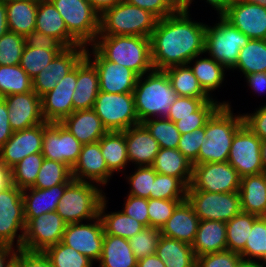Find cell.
Instances as JSON below:
<instances>
[{
	"label": "cell",
	"instance_id": "e0dca14e",
	"mask_svg": "<svg viewBox=\"0 0 266 267\" xmlns=\"http://www.w3.org/2000/svg\"><path fill=\"white\" fill-rule=\"evenodd\" d=\"M83 45L66 47L32 79V89L41 98L53 90L57 83L72 71L85 56Z\"/></svg>",
	"mask_w": 266,
	"mask_h": 267
},
{
	"label": "cell",
	"instance_id": "b9f144b4",
	"mask_svg": "<svg viewBox=\"0 0 266 267\" xmlns=\"http://www.w3.org/2000/svg\"><path fill=\"white\" fill-rule=\"evenodd\" d=\"M259 217L241 212L226 222L227 250L240 253L247 242L253 223Z\"/></svg>",
	"mask_w": 266,
	"mask_h": 267
},
{
	"label": "cell",
	"instance_id": "4dcf8cb0",
	"mask_svg": "<svg viewBox=\"0 0 266 267\" xmlns=\"http://www.w3.org/2000/svg\"><path fill=\"white\" fill-rule=\"evenodd\" d=\"M239 193L242 212L266 217L265 172L241 177Z\"/></svg>",
	"mask_w": 266,
	"mask_h": 267
},
{
	"label": "cell",
	"instance_id": "60d3db41",
	"mask_svg": "<svg viewBox=\"0 0 266 267\" xmlns=\"http://www.w3.org/2000/svg\"><path fill=\"white\" fill-rule=\"evenodd\" d=\"M239 254L244 263L266 267V217H259L253 223L246 245ZM255 258L261 262H256Z\"/></svg>",
	"mask_w": 266,
	"mask_h": 267
},
{
	"label": "cell",
	"instance_id": "7a4b0ae2",
	"mask_svg": "<svg viewBox=\"0 0 266 267\" xmlns=\"http://www.w3.org/2000/svg\"><path fill=\"white\" fill-rule=\"evenodd\" d=\"M231 108V105H221L207 120L205 137L193 165L228 160L234 135L244 124L243 115L236 116Z\"/></svg>",
	"mask_w": 266,
	"mask_h": 267
},
{
	"label": "cell",
	"instance_id": "6da1fadb",
	"mask_svg": "<svg viewBox=\"0 0 266 267\" xmlns=\"http://www.w3.org/2000/svg\"><path fill=\"white\" fill-rule=\"evenodd\" d=\"M206 25L192 21L187 10L159 19L150 37L154 69L191 65L195 56L205 53Z\"/></svg>",
	"mask_w": 266,
	"mask_h": 267
},
{
	"label": "cell",
	"instance_id": "cb8c5ba5",
	"mask_svg": "<svg viewBox=\"0 0 266 267\" xmlns=\"http://www.w3.org/2000/svg\"><path fill=\"white\" fill-rule=\"evenodd\" d=\"M125 141L129 162L152 166L160 147L142 123L125 130Z\"/></svg>",
	"mask_w": 266,
	"mask_h": 267
},
{
	"label": "cell",
	"instance_id": "816d5d0a",
	"mask_svg": "<svg viewBox=\"0 0 266 267\" xmlns=\"http://www.w3.org/2000/svg\"><path fill=\"white\" fill-rule=\"evenodd\" d=\"M136 168L133 174L126 176L131 186L128 193L132 196L150 199L157 172L152 166H136Z\"/></svg>",
	"mask_w": 266,
	"mask_h": 267
},
{
	"label": "cell",
	"instance_id": "ffe728a7",
	"mask_svg": "<svg viewBox=\"0 0 266 267\" xmlns=\"http://www.w3.org/2000/svg\"><path fill=\"white\" fill-rule=\"evenodd\" d=\"M250 39L266 40V8L244 0H233L222 15Z\"/></svg>",
	"mask_w": 266,
	"mask_h": 267
},
{
	"label": "cell",
	"instance_id": "11a10c76",
	"mask_svg": "<svg viewBox=\"0 0 266 267\" xmlns=\"http://www.w3.org/2000/svg\"><path fill=\"white\" fill-rule=\"evenodd\" d=\"M184 200L148 199L149 227L161 229Z\"/></svg>",
	"mask_w": 266,
	"mask_h": 267
},
{
	"label": "cell",
	"instance_id": "6125c7cd",
	"mask_svg": "<svg viewBox=\"0 0 266 267\" xmlns=\"http://www.w3.org/2000/svg\"><path fill=\"white\" fill-rule=\"evenodd\" d=\"M127 3L140 7L158 19L165 18L173 15L177 9L172 5L169 0H125Z\"/></svg>",
	"mask_w": 266,
	"mask_h": 267
},
{
	"label": "cell",
	"instance_id": "4fadbf2b",
	"mask_svg": "<svg viewBox=\"0 0 266 267\" xmlns=\"http://www.w3.org/2000/svg\"><path fill=\"white\" fill-rule=\"evenodd\" d=\"M227 162L240 177L265 172L261 159V140L245 124L234 135Z\"/></svg>",
	"mask_w": 266,
	"mask_h": 267
},
{
	"label": "cell",
	"instance_id": "f907efd6",
	"mask_svg": "<svg viewBox=\"0 0 266 267\" xmlns=\"http://www.w3.org/2000/svg\"><path fill=\"white\" fill-rule=\"evenodd\" d=\"M221 105H230V103H228V101L218 102L212 97L210 101L205 102L194 112V116L182 117L175 122V125L181 134L190 133L203 128L207 120Z\"/></svg>",
	"mask_w": 266,
	"mask_h": 267
},
{
	"label": "cell",
	"instance_id": "b9fcfbb0",
	"mask_svg": "<svg viewBox=\"0 0 266 267\" xmlns=\"http://www.w3.org/2000/svg\"><path fill=\"white\" fill-rule=\"evenodd\" d=\"M244 1H247V2L253 3V4H258V5L266 8V0H244Z\"/></svg>",
	"mask_w": 266,
	"mask_h": 267
},
{
	"label": "cell",
	"instance_id": "d4e9b609",
	"mask_svg": "<svg viewBox=\"0 0 266 267\" xmlns=\"http://www.w3.org/2000/svg\"><path fill=\"white\" fill-rule=\"evenodd\" d=\"M199 223L200 219L195 214L192 206L187 200H184L176 207L173 215L162 226L160 233L164 237L192 244Z\"/></svg>",
	"mask_w": 266,
	"mask_h": 267
},
{
	"label": "cell",
	"instance_id": "003e7915",
	"mask_svg": "<svg viewBox=\"0 0 266 267\" xmlns=\"http://www.w3.org/2000/svg\"><path fill=\"white\" fill-rule=\"evenodd\" d=\"M248 86L255 92L266 91V72H257L245 75Z\"/></svg>",
	"mask_w": 266,
	"mask_h": 267
},
{
	"label": "cell",
	"instance_id": "be15d7a7",
	"mask_svg": "<svg viewBox=\"0 0 266 267\" xmlns=\"http://www.w3.org/2000/svg\"><path fill=\"white\" fill-rule=\"evenodd\" d=\"M25 45L45 50H64L66 47L55 37L43 34L37 30L32 31L24 37Z\"/></svg>",
	"mask_w": 266,
	"mask_h": 267
},
{
	"label": "cell",
	"instance_id": "ab89813d",
	"mask_svg": "<svg viewBox=\"0 0 266 267\" xmlns=\"http://www.w3.org/2000/svg\"><path fill=\"white\" fill-rule=\"evenodd\" d=\"M238 69L243 75L266 72V40L250 39L241 48L236 65L232 70Z\"/></svg>",
	"mask_w": 266,
	"mask_h": 267
},
{
	"label": "cell",
	"instance_id": "979ff035",
	"mask_svg": "<svg viewBox=\"0 0 266 267\" xmlns=\"http://www.w3.org/2000/svg\"><path fill=\"white\" fill-rule=\"evenodd\" d=\"M12 1H20V0H0V2H2L4 4L12 2Z\"/></svg>",
	"mask_w": 266,
	"mask_h": 267
},
{
	"label": "cell",
	"instance_id": "2a66077c",
	"mask_svg": "<svg viewBox=\"0 0 266 267\" xmlns=\"http://www.w3.org/2000/svg\"><path fill=\"white\" fill-rule=\"evenodd\" d=\"M261 159L266 171V140H261Z\"/></svg>",
	"mask_w": 266,
	"mask_h": 267
},
{
	"label": "cell",
	"instance_id": "89a4df30",
	"mask_svg": "<svg viewBox=\"0 0 266 267\" xmlns=\"http://www.w3.org/2000/svg\"><path fill=\"white\" fill-rule=\"evenodd\" d=\"M92 8L101 16L105 11L118 5L124 0H88Z\"/></svg>",
	"mask_w": 266,
	"mask_h": 267
},
{
	"label": "cell",
	"instance_id": "44dd1931",
	"mask_svg": "<svg viewBox=\"0 0 266 267\" xmlns=\"http://www.w3.org/2000/svg\"><path fill=\"white\" fill-rule=\"evenodd\" d=\"M77 82V66L63 77L52 91L41 97L42 115L46 122H61L73 112V94Z\"/></svg>",
	"mask_w": 266,
	"mask_h": 267
},
{
	"label": "cell",
	"instance_id": "6f0895ef",
	"mask_svg": "<svg viewBox=\"0 0 266 267\" xmlns=\"http://www.w3.org/2000/svg\"><path fill=\"white\" fill-rule=\"evenodd\" d=\"M212 98H192L185 96H178L175 102L171 105V109L166 118L174 123L182 117L194 116L197 111L205 102L210 101Z\"/></svg>",
	"mask_w": 266,
	"mask_h": 267
},
{
	"label": "cell",
	"instance_id": "f6af8a7d",
	"mask_svg": "<svg viewBox=\"0 0 266 267\" xmlns=\"http://www.w3.org/2000/svg\"><path fill=\"white\" fill-rule=\"evenodd\" d=\"M44 156L42 153L30 154L11 168L12 184L24 190L34 186Z\"/></svg>",
	"mask_w": 266,
	"mask_h": 267
},
{
	"label": "cell",
	"instance_id": "5b68a950",
	"mask_svg": "<svg viewBox=\"0 0 266 267\" xmlns=\"http://www.w3.org/2000/svg\"><path fill=\"white\" fill-rule=\"evenodd\" d=\"M158 18L152 13L125 0L100 16L98 35L151 37Z\"/></svg>",
	"mask_w": 266,
	"mask_h": 267
},
{
	"label": "cell",
	"instance_id": "f35d334b",
	"mask_svg": "<svg viewBox=\"0 0 266 267\" xmlns=\"http://www.w3.org/2000/svg\"><path fill=\"white\" fill-rule=\"evenodd\" d=\"M199 56H195L196 60L193 62V66H189L197 78L200 86L204 90V92L211 98V92L218 89L224 79H225V70L223 65L216 62L211 57L207 58H197Z\"/></svg>",
	"mask_w": 266,
	"mask_h": 267
},
{
	"label": "cell",
	"instance_id": "277c9868",
	"mask_svg": "<svg viewBox=\"0 0 266 267\" xmlns=\"http://www.w3.org/2000/svg\"><path fill=\"white\" fill-rule=\"evenodd\" d=\"M146 74L138 77L133 91L140 123L156 116L166 117L178 97L164 70L153 69Z\"/></svg>",
	"mask_w": 266,
	"mask_h": 267
},
{
	"label": "cell",
	"instance_id": "52a82bcc",
	"mask_svg": "<svg viewBox=\"0 0 266 267\" xmlns=\"http://www.w3.org/2000/svg\"><path fill=\"white\" fill-rule=\"evenodd\" d=\"M250 38L240 32L223 16L213 27L206 25L205 54L231 70L237 63L239 52Z\"/></svg>",
	"mask_w": 266,
	"mask_h": 267
},
{
	"label": "cell",
	"instance_id": "7dc6e473",
	"mask_svg": "<svg viewBox=\"0 0 266 267\" xmlns=\"http://www.w3.org/2000/svg\"><path fill=\"white\" fill-rule=\"evenodd\" d=\"M53 267H92L93 262L85 255L65 245L62 241L44 250Z\"/></svg>",
	"mask_w": 266,
	"mask_h": 267
},
{
	"label": "cell",
	"instance_id": "d6a6232c",
	"mask_svg": "<svg viewBox=\"0 0 266 267\" xmlns=\"http://www.w3.org/2000/svg\"><path fill=\"white\" fill-rule=\"evenodd\" d=\"M99 267H134L138 264L128 239L104 234Z\"/></svg>",
	"mask_w": 266,
	"mask_h": 267
},
{
	"label": "cell",
	"instance_id": "c3c4849f",
	"mask_svg": "<svg viewBox=\"0 0 266 267\" xmlns=\"http://www.w3.org/2000/svg\"><path fill=\"white\" fill-rule=\"evenodd\" d=\"M62 50H45L25 46L19 65L33 79L44 69Z\"/></svg>",
	"mask_w": 266,
	"mask_h": 267
},
{
	"label": "cell",
	"instance_id": "e7e4bbea",
	"mask_svg": "<svg viewBox=\"0 0 266 267\" xmlns=\"http://www.w3.org/2000/svg\"><path fill=\"white\" fill-rule=\"evenodd\" d=\"M243 121L260 140H266V104L252 114L243 113Z\"/></svg>",
	"mask_w": 266,
	"mask_h": 267
},
{
	"label": "cell",
	"instance_id": "9f6ffc18",
	"mask_svg": "<svg viewBox=\"0 0 266 267\" xmlns=\"http://www.w3.org/2000/svg\"><path fill=\"white\" fill-rule=\"evenodd\" d=\"M244 264L241 255L230 250L197 257L198 267H242Z\"/></svg>",
	"mask_w": 266,
	"mask_h": 267
},
{
	"label": "cell",
	"instance_id": "34e18365",
	"mask_svg": "<svg viewBox=\"0 0 266 267\" xmlns=\"http://www.w3.org/2000/svg\"><path fill=\"white\" fill-rule=\"evenodd\" d=\"M8 31L6 4L0 2V37Z\"/></svg>",
	"mask_w": 266,
	"mask_h": 267
},
{
	"label": "cell",
	"instance_id": "91938a15",
	"mask_svg": "<svg viewBox=\"0 0 266 267\" xmlns=\"http://www.w3.org/2000/svg\"><path fill=\"white\" fill-rule=\"evenodd\" d=\"M12 267H53L44 251L16 250Z\"/></svg>",
	"mask_w": 266,
	"mask_h": 267
},
{
	"label": "cell",
	"instance_id": "30bf717a",
	"mask_svg": "<svg viewBox=\"0 0 266 267\" xmlns=\"http://www.w3.org/2000/svg\"><path fill=\"white\" fill-rule=\"evenodd\" d=\"M186 200L200 220L227 222L242 212L239 192L216 193L187 190Z\"/></svg>",
	"mask_w": 266,
	"mask_h": 267
},
{
	"label": "cell",
	"instance_id": "603a6c76",
	"mask_svg": "<svg viewBox=\"0 0 266 267\" xmlns=\"http://www.w3.org/2000/svg\"><path fill=\"white\" fill-rule=\"evenodd\" d=\"M74 180L106 185L113 176L101 153L99 141L83 144L77 162L71 168Z\"/></svg>",
	"mask_w": 266,
	"mask_h": 267
},
{
	"label": "cell",
	"instance_id": "753ad0ef",
	"mask_svg": "<svg viewBox=\"0 0 266 267\" xmlns=\"http://www.w3.org/2000/svg\"><path fill=\"white\" fill-rule=\"evenodd\" d=\"M206 2L217 10L219 16H222L228 10L232 0H206Z\"/></svg>",
	"mask_w": 266,
	"mask_h": 267
},
{
	"label": "cell",
	"instance_id": "db71d44e",
	"mask_svg": "<svg viewBox=\"0 0 266 267\" xmlns=\"http://www.w3.org/2000/svg\"><path fill=\"white\" fill-rule=\"evenodd\" d=\"M161 236L160 229L145 227L129 239L131 249L137 260L156 254L157 243Z\"/></svg>",
	"mask_w": 266,
	"mask_h": 267
},
{
	"label": "cell",
	"instance_id": "09005b40",
	"mask_svg": "<svg viewBox=\"0 0 266 267\" xmlns=\"http://www.w3.org/2000/svg\"><path fill=\"white\" fill-rule=\"evenodd\" d=\"M242 267H262V266L257 265V264H247V263H245Z\"/></svg>",
	"mask_w": 266,
	"mask_h": 267
},
{
	"label": "cell",
	"instance_id": "8992f818",
	"mask_svg": "<svg viewBox=\"0 0 266 267\" xmlns=\"http://www.w3.org/2000/svg\"><path fill=\"white\" fill-rule=\"evenodd\" d=\"M94 183L73 180L64 191L56 212L67 223L93 220L99 216V207L106 196Z\"/></svg>",
	"mask_w": 266,
	"mask_h": 267
},
{
	"label": "cell",
	"instance_id": "e575fe53",
	"mask_svg": "<svg viewBox=\"0 0 266 267\" xmlns=\"http://www.w3.org/2000/svg\"><path fill=\"white\" fill-rule=\"evenodd\" d=\"M39 0H20L6 3L8 30L25 37L35 30Z\"/></svg>",
	"mask_w": 266,
	"mask_h": 267
},
{
	"label": "cell",
	"instance_id": "8fae6325",
	"mask_svg": "<svg viewBox=\"0 0 266 267\" xmlns=\"http://www.w3.org/2000/svg\"><path fill=\"white\" fill-rule=\"evenodd\" d=\"M25 228L22 190L12 184L0 191V244L21 248ZM19 230L21 234H17ZM15 238L17 239L16 246H14Z\"/></svg>",
	"mask_w": 266,
	"mask_h": 267
},
{
	"label": "cell",
	"instance_id": "11e5206c",
	"mask_svg": "<svg viewBox=\"0 0 266 267\" xmlns=\"http://www.w3.org/2000/svg\"><path fill=\"white\" fill-rule=\"evenodd\" d=\"M177 10L189 11V6L193 0H169Z\"/></svg>",
	"mask_w": 266,
	"mask_h": 267
},
{
	"label": "cell",
	"instance_id": "a7ac6f4b",
	"mask_svg": "<svg viewBox=\"0 0 266 267\" xmlns=\"http://www.w3.org/2000/svg\"><path fill=\"white\" fill-rule=\"evenodd\" d=\"M16 250L11 245L0 244V267H12Z\"/></svg>",
	"mask_w": 266,
	"mask_h": 267
},
{
	"label": "cell",
	"instance_id": "d590c367",
	"mask_svg": "<svg viewBox=\"0 0 266 267\" xmlns=\"http://www.w3.org/2000/svg\"><path fill=\"white\" fill-rule=\"evenodd\" d=\"M106 196L99 207V217L103 224L104 234L130 239L145 228V226L136 219L129 217L121 210L117 212L105 213Z\"/></svg>",
	"mask_w": 266,
	"mask_h": 267
},
{
	"label": "cell",
	"instance_id": "bcb514c9",
	"mask_svg": "<svg viewBox=\"0 0 266 267\" xmlns=\"http://www.w3.org/2000/svg\"><path fill=\"white\" fill-rule=\"evenodd\" d=\"M142 124L149 133L156 139L160 148L175 149L178 147L181 133L175 123L166 117L148 119Z\"/></svg>",
	"mask_w": 266,
	"mask_h": 267
},
{
	"label": "cell",
	"instance_id": "f546056e",
	"mask_svg": "<svg viewBox=\"0 0 266 267\" xmlns=\"http://www.w3.org/2000/svg\"><path fill=\"white\" fill-rule=\"evenodd\" d=\"M191 247L197 257L227 250L226 223L216 220H200Z\"/></svg>",
	"mask_w": 266,
	"mask_h": 267
},
{
	"label": "cell",
	"instance_id": "03108f58",
	"mask_svg": "<svg viewBox=\"0 0 266 267\" xmlns=\"http://www.w3.org/2000/svg\"><path fill=\"white\" fill-rule=\"evenodd\" d=\"M8 113L5 100L0 98V148L14 132L9 124Z\"/></svg>",
	"mask_w": 266,
	"mask_h": 267
},
{
	"label": "cell",
	"instance_id": "1f68e13d",
	"mask_svg": "<svg viewBox=\"0 0 266 267\" xmlns=\"http://www.w3.org/2000/svg\"><path fill=\"white\" fill-rule=\"evenodd\" d=\"M152 168L159 174L178 178L187 188L190 185L193 164L177 148H160Z\"/></svg>",
	"mask_w": 266,
	"mask_h": 267
},
{
	"label": "cell",
	"instance_id": "d6986e66",
	"mask_svg": "<svg viewBox=\"0 0 266 267\" xmlns=\"http://www.w3.org/2000/svg\"><path fill=\"white\" fill-rule=\"evenodd\" d=\"M49 122L28 129L14 131L12 136L0 148V161L12 168L23 158L34 153L42 152L43 130Z\"/></svg>",
	"mask_w": 266,
	"mask_h": 267
},
{
	"label": "cell",
	"instance_id": "484cf974",
	"mask_svg": "<svg viewBox=\"0 0 266 267\" xmlns=\"http://www.w3.org/2000/svg\"><path fill=\"white\" fill-rule=\"evenodd\" d=\"M60 123L81 144L97 142L108 132L92 108L74 111Z\"/></svg>",
	"mask_w": 266,
	"mask_h": 267
},
{
	"label": "cell",
	"instance_id": "681fc988",
	"mask_svg": "<svg viewBox=\"0 0 266 267\" xmlns=\"http://www.w3.org/2000/svg\"><path fill=\"white\" fill-rule=\"evenodd\" d=\"M187 187L173 176L157 173L151 199L186 200Z\"/></svg>",
	"mask_w": 266,
	"mask_h": 267
},
{
	"label": "cell",
	"instance_id": "8c879c8a",
	"mask_svg": "<svg viewBox=\"0 0 266 267\" xmlns=\"http://www.w3.org/2000/svg\"><path fill=\"white\" fill-rule=\"evenodd\" d=\"M139 267H165L164 262L156 254L138 260Z\"/></svg>",
	"mask_w": 266,
	"mask_h": 267
},
{
	"label": "cell",
	"instance_id": "83f0119b",
	"mask_svg": "<svg viewBox=\"0 0 266 267\" xmlns=\"http://www.w3.org/2000/svg\"><path fill=\"white\" fill-rule=\"evenodd\" d=\"M69 184H59L48 189L26 188L22 190L26 224L43 213L56 211L60 198ZM28 191V192H27Z\"/></svg>",
	"mask_w": 266,
	"mask_h": 267
},
{
	"label": "cell",
	"instance_id": "f5cc1de1",
	"mask_svg": "<svg viewBox=\"0 0 266 267\" xmlns=\"http://www.w3.org/2000/svg\"><path fill=\"white\" fill-rule=\"evenodd\" d=\"M22 35L8 31L0 37V65H18L25 48Z\"/></svg>",
	"mask_w": 266,
	"mask_h": 267
},
{
	"label": "cell",
	"instance_id": "836d02e7",
	"mask_svg": "<svg viewBox=\"0 0 266 267\" xmlns=\"http://www.w3.org/2000/svg\"><path fill=\"white\" fill-rule=\"evenodd\" d=\"M156 255L164 262L165 267H195L197 256L191 244L160 236Z\"/></svg>",
	"mask_w": 266,
	"mask_h": 267
},
{
	"label": "cell",
	"instance_id": "3957f363",
	"mask_svg": "<svg viewBox=\"0 0 266 267\" xmlns=\"http://www.w3.org/2000/svg\"><path fill=\"white\" fill-rule=\"evenodd\" d=\"M90 46L106 60L125 66L138 76L154 69L149 37L98 35Z\"/></svg>",
	"mask_w": 266,
	"mask_h": 267
},
{
	"label": "cell",
	"instance_id": "ba28073f",
	"mask_svg": "<svg viewBox=\"0 0 266 267\" xmlns=\"http://www.w3.org/2000/svg\"><path fill=\"white\" fill-rule=\"evenodd\" d=\"M61 14L68 33L85 47L92 45L99 34L100 15L88 0H50Z\"/></svg>",
	"mask_w": 266,
	"mask_h": 267
},
{
	"label": "cell",
	"instance_id": "5bb4252c",
	"mask_svg": "<svg viewBox=\"0 0 266 267\" xmlns=\"http://www.w3.org/2000/svg\"><path fill=\"white\" fill-rule=\"evenodd\" d=\"M67 223L56 212H48L32 218L25 228L23 249L44 251L49 246L62 241Z\"/></svg>",
	"mask_w": 266,
	"mask_h": 267
},
{
	"label": "cell",
	"instance_id": "2644e50d",
	"mask_svg": "<svg viewBox=\"0 0 266 267\" xmlns=\"http://www.w3.org/2000/svg\"><path fill=\"white\" fill-rule=\"evenodd\" d=\"M12 185L11 168L6 167L0 161V191L10 187Z\"/></svg>",
	"mask_w": 266,
	"mask_h": 267
},
{
	"label": "cell",
	"instance_id": "8d00e7d4",
	"mask_svg": "<svg viewBox=\"0 0 266 267\" xmlns=\"http://www.w3.org/2000/svg\"><path fill=\"white\" fill-rule=\"evenodd\" d=\"M100 148L108 169L114 172L125 169L129 163L125 131H108L100 140Z\"/></svg>",
	"mask_w": 266,
	"mask_h": 267
},
{
	"label": "cell",
	"instance_id": "74e56055",
	"mask_svg": "<svg viewBox=\"0 0 266 267\" xmlns=\"http://www.w3.org/2000/svg\"><path fill=\"white\" fill-rule=\"evenodd\" d=\"M164 71L178 96L210 98L200 86L188 64L171 66Z\"/></svg>",
	"mask_w": 266,
	"mask_h": 267
},
{
	"label": "cell",
	"instance_id": "680465c9",
	"mask_svg": "<svg viewBox=\"0 0 266 267\" xmlns=\"http://www.w3.org/2000/svg\"><path fill=\"white\" fill-rule=\"evenodd\" d=\"M204 137L205 127L190 133L181 134L177 149L193 163L198 158Z\"/></svg>",
	"mask_w": 266,
	"mask_h": 267
},
{
	"label": "cell",
	"instance_id": "9c48e42d",
	"mask_svg": "<svg viewBox=\"0 0 266 267\" xmlns=\"http://www.w3.org/2000/svg\"><path fill=\"white\" fill-rule=\"evenodd\" d=\"M107 131H125L140 124L133 93H105L99 91L92 108Z\"/></svg>",
	"mask_w": 266,
	"mask_h": 267
},
{
	"label": "cell",
	"instance_id": "f1b7e54d",
	"mask_svg": "<svg viewBox=\"0 0 266 267\" xmlns=\"http://www.w3.org/2000/svg\"><path fill=\"white\" fill-rule=\"evenodd\" d=\"M35 30L51 35L65 47L80 45L69 33L61 14L50 0H39Z\"/></svg>",
	"mask_w": 266,
	"mask_h": 267
},
{
	"label": "cell",
	"instance_id": "7402d4cb",
	"mask_svg": "<svg viewBox=\"0 0 266 267\" xmlns=\"http://www.w3.org/2000/svg\"><path fill=\"white\" fill-rule=\"evenodd\" d=\"M8 110L9 124L13 131L28 129L46 122L42 115L41 98L32 90L3 98Z\"/></svg>",
	"mask_w": 266,
	"mask_h": 267
},
{
	"label": "cell",
	"instance_id": "2e32d148",
	"mask_svg": "<svg viewBox=\"0 0 266 267\" xmlns=\"http://www.w3.org/2000/svg\"><path fill=\"white\" fill-rule=\"evenodd\" d=\"M93 60L86 48L85 57L95 66L100 91L105 93H133L138 75L131 69L106 60L94 47L91 48Z\"/></svg>",
	"mask_w": 266,
	"mask_h": 267
},
{
	"label": "cell",
	"instance_id": "4316f807",
	"mask_svg": "<svg viewBox=\"0 0 266 267\" xmlns=\"http://www.w3.org/2000/svg\"><path fill=\"white\" fill-rule=\"evenodd\" d=\"M99 91L97 70L84 56L77 64V82L72 95L73 112L93 108Z\"/></svg>",
	"mask_w": 266,
	"mask_h": 267
},
{
	"label": "cell",
	"instance_id": "ee69618b",
	"mask_svg": "<svg viewBox=\"0 0 266 267\" xmlns=\"http://www.w3.org/2000/svg\"><path fill=\"white\" fill-rule=\"evenodd\" d=\"M73 180L68 165L44 158L32 188L48 189L59 184H70Z\"/></svg>",
	"mask_w": 266,
	"mask_h": 267
},
{
	"label": "cell",
	"instance_id": "7bdbcfd3",
	"mask_svg": "<svg viewBox=\"0 0 266 267\" xmlns=\"http://www.w3.org/2000/svg\"><path fill=\"white\" fill-rule=\"evenodd\" d=\"M32 90V79L19 64L0 65V98Z\"/></svg>",
	"mask_w": 266,
	"mask_h": 267
},
{
	"label": "cell",
	"instance_id": "ac0fdd59",
	"mask_svg": "<svg viewBox=\"0 0 266 267\" xmlns=\"http://www.w3.org/2000/svg\"><path fill=\"white\" fill-rule=\"evenodd\" d=\"M82 145L60 122H52L43 130L44 158L63 162L70 168L77 162Z\"/></svg>",
	"mask_w": 266,
	"mask_h": 267
},
{
	"label": "cell",
	"instance_id": "94428289",
	"mask_svg": "<svg viewBox=\"0 0 266 267\" xmlns=\"http://www.w3.org/2000/svg\"><path fill=\"white\" fill-rule=\"evenodd\" d=\"M123 213L132 217L142 223L145 227H149V216H148V199L127 195L125 200Z\"/></svg>",
	"mask_w": 266,
	"mask_h": 267
},
{
	"label": "cell",
	"instance_id": "9a60e30c",
	"mask_svg": "<svg viewBox=\"0 0 266 267\" xmlns=\"http://www.w3.org/2000/svg\"><path fill=\"white\" fill-rule=\"evenodd\" d=\"M92 221L89 220L90 223L86 221V224L83 222L67 224L62 242L94 263V261L98 262L101 257L104 230L99 216Z\"/></svg>",
	"mask_w": 266,
	"mask_h": 267
},
{
	"label": "cell",
	"instance_id": "7c38bea8",
	"mask_svg": "<svg viewBox=\"0 0 266 267\" xmlns=\"http://www.w3.org/2000/svg\"><path fill=\"white\" fill-rule=\"evenodd\" d=\"M240 180L238 172L227 161L202 163L193 165L192 178L187 190L239 192Z\"/></svg>",
	"mask_w": 266,
	"mask_h": 267
}]
</instances>
